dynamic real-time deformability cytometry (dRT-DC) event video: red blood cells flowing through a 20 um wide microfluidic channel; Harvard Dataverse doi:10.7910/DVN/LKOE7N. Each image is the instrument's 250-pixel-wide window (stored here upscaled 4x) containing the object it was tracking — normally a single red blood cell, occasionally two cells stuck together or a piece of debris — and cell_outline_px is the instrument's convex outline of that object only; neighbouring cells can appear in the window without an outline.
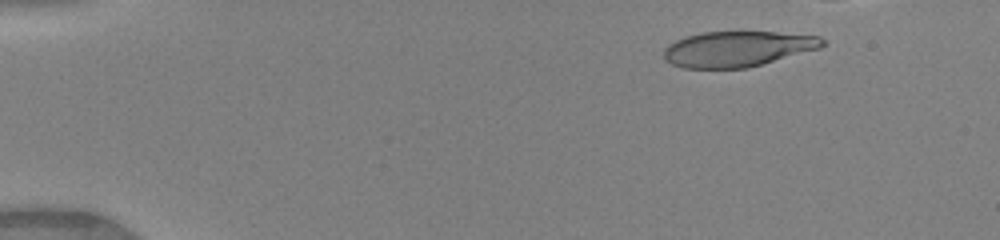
{"species": "human", "species_latin": "Homo sapiens", "temperature_condition": "warm", "stored_images_in_passage": 43, "camera_frame_rate_fps": 3000, "um_per_image_px": 0.085, "donor": {"sex": "female"}, "frame": {"image": 1, "passage_image": 6, "time_ms": 1.667, "image_size_px": [1000, 240], "cell_outline_px": [[828, 44], [820, 48], [748, 68], [684, 68], [672, 64], [664, 60], [664, 48], [668, 44], [684, 36], [700, 32], [776, 32], [820, 36]], "centroid_in_image_um": [62.68, 4.15], "position_along_channel_um": 22.3, "area_um2": 33.0}}
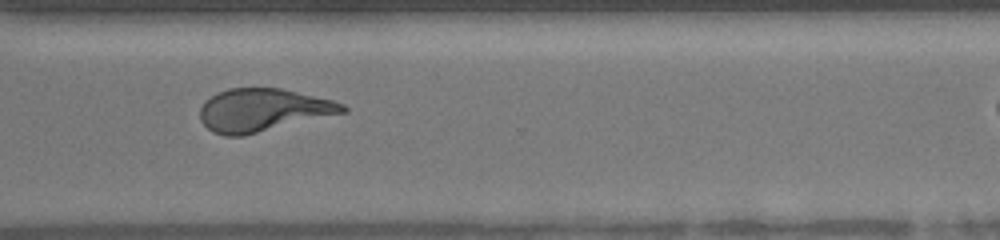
{"frame": {"image": 2, "passage_image": 37, "time_ms": 12.0, "image_size_px": [1000, 240], "cell_outline_px": [[348, 112], [244, 136], [224, 136], [212, 132], [200, 120], [200, 108], [204, 100], [216, 92], [228, 88], [280, 88], [332, 100], [344, 104], [348, 108]], "centroid_in_image_um": [22.33, 9.36], "position_along_channel_um": 348.3, "area_um2": 35.95}}
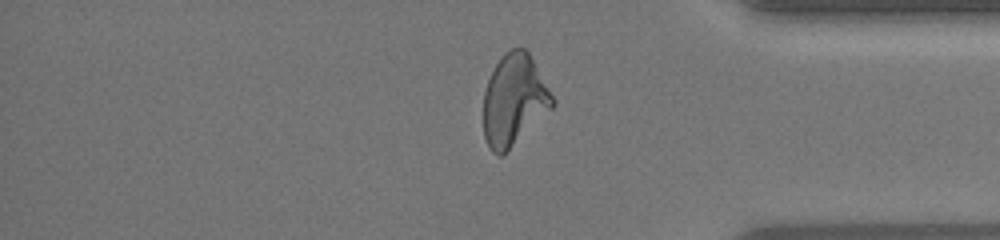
{"frame": {"image": 3, "passage_image": 41, "time_ms": 13.333, "image_size_px": [1000, 240], "cell_outline_px": [[556, 104], [552, 108], [500, 156], [492, 152], [484, 136], [484, 92], [488, 80], [496, 64], [504, 52], [512, 48], [524, 48], [528, 52], [556, 100]], "centroid_in_image_um": [43.7, 8.47], "position_along_channel_um": 391.5, "area_um2": 36.01}}